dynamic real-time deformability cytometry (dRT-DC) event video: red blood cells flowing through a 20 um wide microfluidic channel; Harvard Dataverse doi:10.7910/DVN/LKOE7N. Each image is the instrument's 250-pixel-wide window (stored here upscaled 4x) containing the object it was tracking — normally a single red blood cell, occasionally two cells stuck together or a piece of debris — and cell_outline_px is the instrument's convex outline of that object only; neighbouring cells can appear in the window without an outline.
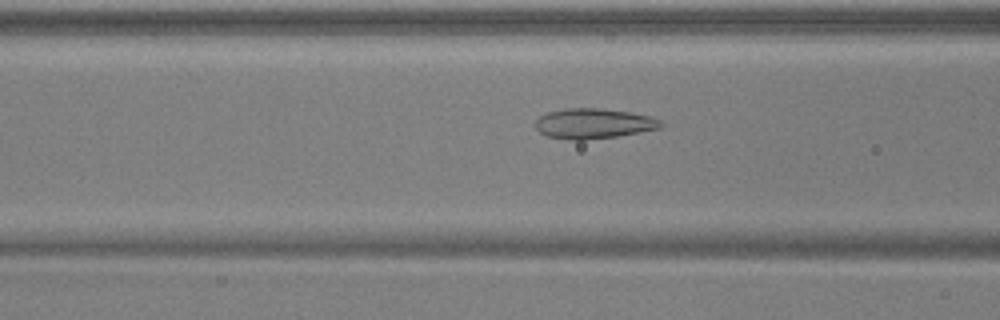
{"species": "common noctule bat (a hibernating species)", "species_latin": "Nyctalus noctula", "temperature_condition": "warm", "stored_images_in_passage": 52, "camera_frame_rate_fps": 3000, "um_per_image_px": 0.085, "animal": {"sex": "male", "body_mass_g": 17.9, "forearm_length_mm": 54.2}, "frame": {"image": 1, "passage_image": 21, "time_ms": 6.667, "image_size_px": [1000, 320], "cell_outline_px": [[664, 124], [660, 128], [616, 136], [584, 140], [576, 140], [548, 136], [540, 132], [536, 128], [536, 120], [540, 116], [548, 112], [564, 108], [600, 108], [628, 112], [648, 116], [660, 120]], "centroid_in_image_um": [50.44, 10.49], "position_along_channel_um": 116.2, "area_um2": 21.73}}
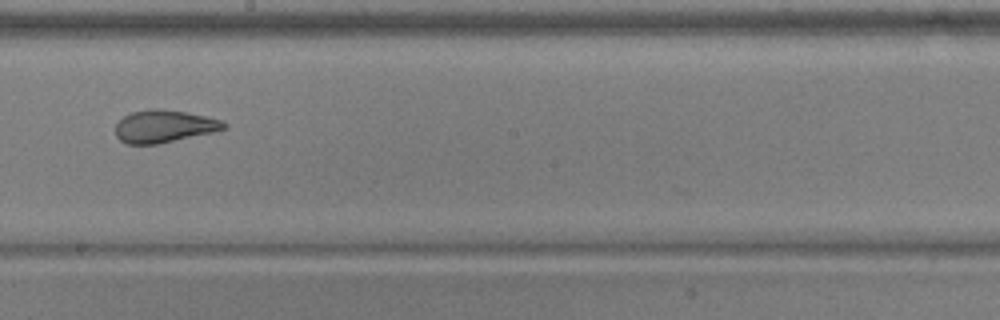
{"frame": {"image": 2, "passage_image": 30, "time_ms": 9.667, "image_size_px": [1000, 320], "cell_outline_px": [[228, 128], [212, 132], [156, 144], [128, 144], [120, 140], [116, 136], [116, 124], [124, 116], [132, 112], [152, 108], [160, 108], [188, 112], [220, 120], [228, 124]], "centroid_in_image_um": [13.94, 10.72], "position_along_channel_um": 234.3, "area_um2": 20.4}}
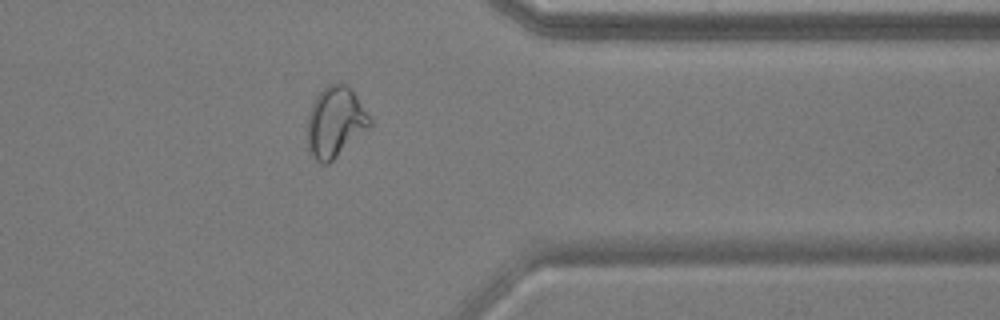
{"frame": {"image": 3, "passage_image": 42, "time_ms": 13.667, "image_size_px": [1000, 320], "cell_outline_px": [[372, 124], [368, 128], [328, 164], [320, 164], [312, 156], [308, 148], [308, 116], [312, 104], [316, 96], [328, 84], [348, 84], [352, 88], [372, 120]], "centroid_in_image_um": [28.5, 10.36], "position_along_channel_um": 382.9, "area_um2": 25.43}, "authors_computed_cell_mechanics": {"area_um2": 24.5072, "velocity_mm_per_s": 3.9353, "shape_relaxation_time_tau1_ms": 5.3252, "shape_relaxation_time_tau2_ms": 0.9241, "deformation_change_tau1": 0.155, "deformation_change_tau2": 0.0831}}